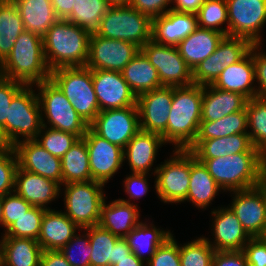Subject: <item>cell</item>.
<instances>
[{
  "mask_svg": "<svg viewBox=\"0 0 266 266\" xmlns=\"http://www.w3.org/2000/svg\"><path fill=\"white\" fill-rule=\"evenodd\" d=\"M203 86L173 87L166 131L161 135L174 149L188 150L196 140L201 123Z\"/></svg>",
  "mask_w": 266,
  "mask_h": 266,
  "instance_id": "6da1fadb",
  "label": "cell"
},
{
  "mask_svg": "<svg viewBox=\"0 0 266 266\" xmlns=\"http://www.w3.org/2000/svg\"><path fill=\"white\" fill-rule=\"evenodd\" d=\"M90 36L68 20L58 19L43 36L44 57L50 71L86 66Z\"/></svg>",
  "mask_w": 266,
  "mask_h": 266,
  "instance_id": "7a4b0ae2",
  "label": "cell"
},
{
  "mask_svg": "<svg viewBox=\"0 0 266 266\" xmlns=\"http://www.w3.org/2000/svg\"><path fill=\"white\" fill-rule=\"evenodd\" d=\"M50 74L44 57L43 38L24 30L11 53L0 64V76L25 85H35L49 80Z\"/></svg>",
  "mask_w": 266,
  "mask_h": 266,
  "instance_id": "3957f363",
  "label": "cell"
},
{
  "mask_svg": "<svg viewBox=\"0 0 266 266\" xmlns=\"http://www.w3.org/2000/svg\"><path fill=\"white\" fill-rule=\"evenodd\" d=\"M262 153H237L213 159H198L224 192L255 187Z\"/></svg>",
  "mask_w": 266,
  "mask_h": 266,
  "instance_id": "277c9868",
  "label": "cell"
},
{
  "mask_svg": "<svg viewBox=\"0 0 266 266\" xmlns=\"http://www.w3.org/2000/svg\"><path fill=\"white\" fill-rule=\"evenodd\" d=\"M34 87L40 104L42 126L83 138L89 124L79 116L58 86L49 79Z\"/></svg>",
  "mask_w": 266,
  "mask_h": 266,
  "instance_id": "5b68a950",
  "label": "cell"
},
{
  "mask_svg": "<svg viewBox=\"0 0 266 266\" xmlns=\"http://www.w3.org/2000/svg\"><path fill=\"white\" fill-rule=\"evenodd\" d=\"M33 88V89H32ZM42 128L41 109L34 85H25L11 101L6 123L1 127L8 144L37 137Z\"/></svg>",
  "mask_w": 266,
  "mask_h": 266,
  "instance_id": "8992f818",
  "label": "cell"
},
{
  "mask_svg": "<svg viewBox=\"0 0 266 266\" xmlns=\"http://www.w3.org/2000/svg\"><path fill=\"white\" fill-rule=\"evenodd\" d=\"M50 79L63 92L79 116L90 124L100 112L91 69L86 66L58 68L51 71Z\"/></svg>",
  "mask_w": 266,
  "mask_h": 266,
  "instance_id": "52a82bcc",
  "label": "cell"
},
{
  "mask_svg": "<svg viewBox=\"0 0 266 266\" xmlns=\"http://www.w3.org/2000/svg\"><path fill=\"white\" fill-rule=\"evenodd\" d=\"M63 186V188H62ZM64 213L81 229L96 226L100 220L101 206L107 198L103 183L97 181L63 184ZM63 194V195H62Z\"/></svg>",
  "mask_w": 266,
  "mask_h": 266,
  "instance_id": "ba28073f",
  "label": "cell"
},
{
  "mask_svg": "<svg viewBox=\"0 0 266 266\" xmlns=\"http://www.w3.org/2000/svg\"><path fill=\"white\" fill-rule=\"evenodd\" d=\"M98 35L127 41L141 48L152 40V19L131 5L110 6L101 20Z\"/></svg>",
  "mask_w": 266,
  "mask_h": 266,
  "instance_id": "9c48e42d",
  "label": "cell"
},
{
  "mask_svg": "<svg viewBox=\"0 0 266 266\" xmlns=\"http://www.w3.org/2000/svg\"><path fill=\"white\" fill-rule=\"evenodd\" d=\"M169 159L159 164L155 173V193L161 202L181 204L186 200L191 171V151L172 150Z\"/></svg>",
  "mask_w": 266,
  "mask_h": 266,
  "instance_id": "30bf717a",
  "label": "cell"
},
{
  "mask_svg": "<svg viewBox=\"0 0 266 266\" xmlns=\"http://www.w3.org/2000/svg\"><path fill=\"white\" fill-rule=\"evenodd\" d=\"M226 3L228 36L242 37L252 44L265 42L266 0H226Z\"/></svg>",
  "mask_w": 266,
  "mask_h": 266,
  "instance_id": "8fae6325",
  "label": "cell"
},
{
  "mask_svg": "<svg viewBox=\"0 0 266 266\" xmlns=\"http://www.w3.org/2000/svg\"><path fill=\"white\" fill-rule=\"evenodd\" d=\"M141 51L156 68L162 86H189L193 84V71L179 53L177 46L161 45L153 40Z\"/></svg>",
  "mask_w": 266,
  "mask_h": 266,
  "instance_id": "7c38bea8",
  "label": "cell"
},
{
  "mask_svg": "<svg viewBox=\"0 0 266 266\" xmlns=\"http://www.w3.org/2000/svg\"><path fill=\"white\" fill-rule=\"evenodd\" d=\"M251 46L248 39L224 36L216 50L193 70V84L212 85L224 68L240 61Z\"/></svg>",
  "mask_w": 266,
  "mask_h": 266,
  "instance_id": "4fadbf2b",
  "label": "cell"
},
{
  "mask_svg": "<svg viewBox=\"0 0 266 266\" xmlns=\"http://www.w3.org/2000/svg\"><path fill=\"white\" fill-rule=\"evenodd\" d=\"M89 127L108 142L124 149L140 131L137 105L100 111Z\"/></svg>",
  "mask_w": 266,
  "mask_h": 266,
  "instance_id": "5bb4252c",
  "label": "cell"
},
{
  "mask_svg": "<svg viewBox=\"0 0 266 266\" xmlns=\"http://www.w3.org/2000/svg\"><path fill=\"white\" fill-rule=\"evenodd\" d=\"M141 48L133 43L90 36L86 67L91 70H110L122 72L124 67L140 52Z\"/></svg>",
  "mask_w": 266,
  "mask_h": 266,
  "instance_id": "9a60e30c",
  "label": "cell"
},
{
  "mask_svg": "<svg viewBox=\"0 0 266 266\" xmlns=\"http://www.w3.org/2000/svg\"><path fill=\"white\" fill-rule=\"evenodd\" d=\"M89 153L93 181L106 185L124 166L123 148L97 135L90 127L83 136Z\"/></svg>",
  "mask_w": 266,
  "mask_h": 266,
  "instance_id": "2e32d148",
  "label": "cell"
},
{
  "mask_svg": "<svg viewBox=\"0 0 266 266\" xmlns=\"http://www.w3.org/2000/svg\"><path fill=\"white\" fill-rule=\"evenodd\" d=\"M218 207V208H217ZM211 210L210 227L213 238L203 236L215 251L242 250L251 237L243 229L242 224L232 210L225 205Z\"/></svg>",
  "mask_w": 266,
  "mask_h": 266,
  "instance_id": "e0dca14e",
  "label": "cell"
},
{
  "mask_svg": "<svg viewBox=\"0 0 266 266\" xmlns=\"http://www.w3.org/2000/svg\"><path fill=\"white\" fill-rule=\"evenodd\" d=\"M173 86H162L137 96L140 130L162 135L169 119Z\"/></svg>",
  "mask_w": 266,
  "mask_h": 266,
  "instance_id": "ac0fdd59",
  "label": "cell"
},
{
  "mask_svg": "<svg viewBox=\"0 0 266 266\" xmlns=\"http://www.w3.org/2000/svg\"><path fill=\"white\" fill-rule=\"evenodd\" d=\"M231 203L227 206L237 216L243 229L251 238L266 237V202L255 187L229 192Z\"/></svg>",
  "mask_w": 266,
  "mask_h": 266,
  "instance_id": "d6986e66",
  "label": "cell"
},
{
  "mask_svg": "<svg viewBox=\"0 0 266 266\" xmlns=\"http://www.w3.org/2000/svg\"><path fill=\"white\" fill-rule=\"evenodd\" d=\"M91 73L100 111L136 105L137 97L121 72L91 70Z\"/></svg>",
  "mask_w": 266,
  "mask_h": 266,
  "instance_id": "ffe728a7",
  "label": "cell"
},
{
  "mask_svg": "<svg viewBox=\"0 0 266 266\" xmlns=\"http://www.w3.org/2000/svg\"><path fill=\"white\" fill-rule=\"evenodd\" d=\"M163 145L167 144L161 135L140 130L123 149L124 163L127 162L131 173H151L155 177L159 165H153Z\"/></svg>",
  "mask_w": 266,
  "mask_h": 266,
  "instance_id": "44dd1931",
  "label": "cell"
},
{
  "mask_svg": "<svg viewBox=\"0 0 266 266\" xmlns=\"http://www.w3.org/2000/svg\"><path fill=\"white\" fill-rule=\"evenodd\" d=\"M13 148L21 169L52 179L62 186L61 158L50 154L35 139L17 142Z\"/></svg>",
  "mask_w": 266,
  "mask_h": 266,
  "instance_id": "7402d4cb",
  "label": "cell"
},
{
  "mask_svg": "<svg viewBox=\"0 0 266 266\" xmlns=\"http://www.w3.org/2000/svg\"><path fill=\"white\" fill-rule=\"evenodd\" d=\"M61 185L56 181L28 172L19 166L15 175L14 191L32 206L51 209V202L60 198Z\"/></svg>",
  "mask_w": 266,
  "mask_h": 266,
  "instance_id": "603a6c76",
  "label": "cell"
},
{
  "mask_svg": "<svg viewBox=\"0 0 266 266\" xmlns=\"http://www.w3.org/2000/svg\"><path fill=\"white\" fill-rule=\"evenodd\" d=\"M198 27L197 15L170 9L152 19V40L161 45L177 46Z\"/></svg>",
  "mask_w": 266,
  "mask_h": 266,
  "instance_id": "cb8c5ba5",
  "label": "cell"
},
{
  "mask_svg": "<svg viewBox=\"0 0 266 266\" xmlns=\"http://www.w3.org/2000/svg\"><path fill=\"white\" fill-rule=\"evenodd\" d=\"M81 228L61 210H45L38 243L43 251L60 250Z\"/></svg>",
  "mask_w": 266,
  "mask_h": 266,
  "instance_id": "d4e9b609",
  "label": "cell"
},
{
  "mask_svg": "<svg viewBox=\"0 0 266 266\" xmlns=\"http://www.w3.org/2000/svg\"><path fill=\"white\" fill-rule=\"evenodd\" d=\"M255 67L251 50L238 62L224 68L213 87L242 94L247 100L256 97Z\"/></svg>",
  "mask_w": 266,
  "mask_h": 266,
  "instance_id": "484cf974",
  "label": "cell"
},
{
  "mask_svg": "<svg viewBox=\"0 0 266 266\" xmlns=\"http://www.w3.org/2000/svg\"><path fill=\"white\" fill-rule=\"evenodd\" d=\"M109 202L105 198L98 225L119 238H125L142 221L140 207L119 199Z\"/></svg>",
  "mask_w": 266,
  "mask_h": 266,
  "instance_id": "4316f807",
  "label": "cell"
},
{
  "mask_svg": "<svg viewBox=\"0 0 266 266\" xmlns=\"http://www.w3.org/2000/svg\"><path fill=\"white\" fill-rule=\"evenodd\" d=\"M188 150L197 159H213L237 153H261L253 146L248 134H233L222 138L195 140Z\"/></svg>",
  "mask_w": 266,
  "mask_h": 266,
  "instance_id": "83f0119b",
  "label": "cell"
},
{
  "mask_svg": "<svg viewBox=\"0 0 266 266\" xmlns=\"http://www.w3.org/2000/svg\"><path fill=\"white\" fill-rule=\"evenodd\" d=\"M248 100L239 93L203 86L201 121H216L243 110Z\"/></svg>",
  "mask_w": 266,
  "mask_h": 266,
  "instance_id": "f1b7e54d",
  "label": "cell"
},
{
  "mask_svg": "<svg viewBox=\"0 0 266 266\" xmlns=\"http://www.w3.org/2000/svg\"><path fill=\"white\" fill-rule=\"evenodd\" d=\"M225 35L219 31L197 27L178 45L180 55L192 71L215 50Z\"/></svg>",
  "mask_w": 266,
  "mask_h": 266,
  "instance_id": "f546056e",
  "label": "cell"
},
{
  "mask_svg": "<svg viewBox=\"0 0 266 266\" xmlns=\"http://www.w3.org/2000/svg\"><path fill=\"white\" fill-rule=\"evenodd\" d=\"M223 190L218 186L214 178L209 174L206 166L200 162L191 152V171L189 191L185 202L192 203L198 210L210 208L220 192Z\"/></svg>",
  "mask_w": 266,
  "mask_h": 266,
  "instance_id": "4dcf8cb0",
  "label": "cell"
},
{
  "mask_svg": "<svg viewBox=\"0 0 266 266\" xmlns=\"http://www.w3.org/2000/svg\"><path fill=\"white\" fill-rule=\"evenodd\" d=\"M146 220V218L142 220L125 237L132 253L145 263L151 259L157 248L171 237L173 233L170 229L164 230V228L154 225V221Z\"/></svg>",
  "mask_w": 266,
  "mask_h": 266,
  "instance_id": "1f68e13d",
  "label": "cell"
},
{
  "mask_svg": "<svg viewBox=\"0 0 266 266\" xmlns=\"http://www.w3.org/2000/svg\"><path fill=\"white\" fill-rule=\"evenodd\" d=\"M17 5L26 31L43 38L58 20L51 0H13Z\"/></svg>",
  "mask_w": 266,
  "mask_h": 266,
  "instance_id": "d6a6232c",
  "label": "cell"
},
{
  "mask_svg": "<svg viewBox=\"0 0 266 266\" xmlns=\"http://www.w3.org/2000/svg\"><path fill=\"white\" fill-rule=\"evenodd\" d=\"M121 73L136 97L162 87L156 68L141 50Z\"/></svg>",
  "mask_w": 266,
  "mask_h": 266,
  "instance_id": "836d02e7",
  "label": "cell"
},
{
  "mask_svg": "<svg viewBox=\"0 0 266 266\" xmlns=\"http://www.w3.org/2000/svg\"><path fill=\"white\" fill-rule=\"evenodd\" d=\"M4 266H40L42 247L31 238L3 237Z\"/></svg>",
  "mask_w": 266,
  "mask_h": 266,
  "instance_id": "e575fe53",
  "label": "cell"
},
{
  "mask_svg": "<svg viewBox=\"0 0 266 266\" xmlns=\"http://www.w3.org/2000/svg\"><path fill=\"white\" fill-rule=\"evenodd\" d=\"M61 171L62 185L92 181L89 153L83 138H79L61 158Z\"/></svg>",
  "mask_w": 266,
  "mask_h": 266,
  "instance_id": "d590c367",
  "label": "cell"
},
{
  "mask_svg": "<svg viewBox=\"0 0 266 266\" xmlns=\"http://www.w3.org/2000/svg\"><path fill=\"white\" fill-rule=\"evenodd\" d=\"M25 30L13 0H0V64L11 53L14 43Z\"/></svg>",
  "mask_w": 266,
  "mask_h": 266,
  "instance_id": "8d00e7d4",
  "label": "cell"
},
{
  "mask_svg": "<svg viewBox=\"0 0 266 266\" xmlns=\"http://www.w3.org/2000/svg\"><path fill=\"white\" fill-rule=\"evenodd\" d=\"M110 6L107 0H75L66 20L84 29L89 36L98 35L101 20Z\"/></svg>",
  "mask_w": 266,
  "mask_h": 266,
  "instance_id": "74e56055",
  "label": "cell"
},
{
  "mask_svg": "<svg viewBox=\"0 0 266 266\" xmlns=\"http://www.w3.org/2000/svg\"><path fill=\"white\" fill-rule=\"evenodd\" d=\"M246 107L216 121H201L196 140L222 138L233 134H248Z\"/></svg>",
  "mask_w": 266,
  "mask_h": 266,
  "instance_id": "f35d334b",
  "label": "cell"
},
{
  "mask_svg": "<svg viewBox=\"0 0 266 266\" xmlns=\"http://www.w3.org/2000/svg\"><path fill=\"white\" fill-rule=\"evenodd\" d=\"M248 129L251 143L266 156V100L252 98L246 102Z\"/></svg>",
  "mask_w": 266,
  "mask_h": 266,
  "instance_id": "ab89813d",
  "label": "cell"
},
{
  "mask_svg": "<svg viewBox=\"0 0 266 266\" xmlns=\"http://www.w3.org/2000/svg\"><path fill=\"white\" fill-rule=\"evenodd\" d=\"M89 239L90 266H113V246L119 237L96 225L89 226Z\"/></svg>",
  "mask_w": 266,
  "mask_h": 266,
  "instance_id": "60d3db41",
  "label": "cell"
},
{
  "mask_svg": "<svg viewBox=\"0 0 266 266\" xmlns=\"http://www.w3.org/2000/svg\"><path fill=\"white\" fill-rule=\"evenodd\" d=\"M196 15L198 27L216 30L228 36L226 0H205ZM224 24L225 26L223 27Z\"/></svg>",
  "mask_w": 266,
  "mask_h": 266,
  "instance_id": "b9f144b4",
  "label": "cell"
},
{
  "mask_svg": "<svg viewBox=\"0 0 266 266\" xmlns=\"http://www.w3.org/2000/svg\"><path fill=\"white\" fill-rule=\"evenodd\" d=\"M181 266H212L215 249L201 235L179 244Z\"/></svg>",
  "mask_w": 266,
  "mask_h": 266,
  "instance_id": "7bdbcfd3",
  "label": "cell"
},
{
  "mask_svg": "<svg viewBox=\"0 0 266 266\" xmlns=\"http://www.w3.org/2000/svg\"><path fill=\"white\" fill-rule=\"evenodd\" d=\"M35 140L50 154L62 158L64 154L79 140V137L70 132H64L42 126Z\"/></svg>",
  "mask_w": 266,
  "mask_h": 266,
  "instance_id": "ee69618b",
  "label": "cell"
},
{
  "mask_svg": "<svg viewBox=\"0 0 266 266\" xmlns=\"http://www.w3.org/2000/svg\"><path fill=\"white\" fill-rule=\"evenodd\" d=\"M46 209L32 206L25 215H22L10 225L3 237L38 239L42 218Z\"/></svg>",
  "mask_w": 266,
  "mask_h": 266,
  "instance_id": "f6af8a7d",
  "label": "cell"
},
{
  "mask_svg": "<svg viewBox=\"0 0 266 266\" xmlns=\"http://www.w3.org/2000/svg\"><path fill=\"white\" fill-rule=\"evenodd\" d=\"M59 251L71 266H90L92 248L89 239V227L80 230Z\"/></svg>",
  "mask_w": 266,
  "mask_h": 266,
  "instance_id": "bcb514c9",
  "label": "cell"
},
{
  "mask_svg": "<svg viewBox=\"0 0 266 266\" xmlns=\"http://www.w3.org/2000/svg\"><path fill=\"white\" fill-rule=\"evenodd\" d=\"M18 159L13 147L0 150V196L14 191Z\"/></svg>",
  "mask_w": 266,
  "mask_h": 266,
  "instance_id": "7dc6e473",
  "label": "cell"
},
{
  "mask_svg": "<svg viewBox=\"0 0 266 266\" xmlns=\"http://www.w3.org/2000/svg\"><path fill=\"white\" fill-rule=\"evenodd\" d=\"M3 202V224L4 233H1V239L5 234V230L18 220L22 215H25L32 207L30 203L20 197L15 191L2 196Z\"/></svg>",
  "mask_w": 266,
  "mask_h": 266,
  "instance_id": "c3c4849f",
  "label": "cell"
},
{
  "mask_svg": "<svg viewBox=\"0 0 266 266\" xmlns=\"http://www.w3.org/2000/svg\"><path fill=\"white\" fill-rule=\"evenodd\" d=\"M146 266H181L179 243L173 233L157 248Z\"/></svg>",
  "mask_w": 266,
  "mask_h": 266,
  "instance_id": "681fc988",
  "label": "cell"
},
{
  "mask_svg": "<svg viewBox=\"0 0 266 266\" xmlns=\"http://www.w3.org/2000/svg\"><path fill=\"white\" fill-rule=\"evenodd\" d=\"M151 174H143V173H131L126 175L125 179L123 180V189L126 195H128V199L118 198L119 200L132 203L137 205V201L140 200L143 196H146L149 189L150 183L148 180ZM134 199V200H133ZM133 202H130L132 201ZM136 203H134V201Z\"/></svg>",
  "mask_w": 266,
  "mask_h": 266,
  "instance_id": "f907efd6",
  "label": "cell"
},
{
  "mask_svg": "<svg viewBox=\"0 0 266 266\" xmlns=\"http://www.w3.org/2000/svg\"><path fill=\"white\" fill-rule=\"evenodd\" d=\"M263 44H252L250 50L255 67L256 97L266 100V52Z\"/></svg>",
  "mask_w": 266,
  "mask_h": 266,
  "instance_id": "816d5d0a",
  "label": "cell"
},
{
  "mask_svg": "<svg viewBox=\"0 0 266 266\" xmlns=\"http://www.w3.org/2000/svg\"><path fill=\"white\" fill-rule=\"evenodd\" d=\"M25 86V84L0 76V127L7 120V112L13 97Z\"/></svg>",
  "mask_w": 266,
  "mask_h": 266,
  "instance_id": "f5cc1de1",
  "label": "cell"
},
{
  "mask_svg": "<svg viewBox=\"0 0 266 266\" xmlns=\"http://www.w3.org/2000/svg\"><path fill=\"white\" fill-rule=\"evenodd\" d=\"M242 251L249 266H266V237L251 238Z\"/></svg>",
  "mask_w": 266,
  "mask_h": 266,
  "instance_id": "db71d44e",
  "label": "cell"
},
{
  "mask_svg": "<svg viewBox=\"0 0 266 266\" xmlns=\"http://www.w3.org/2000/svg\"><path fill=\"white\" fill-rule=\"evenodd\" d=\"M130 5L144 15L154 19L171 9V0H132Z\"/></svg>",
  "mask_w": 266,
  "mask_h": 266,
  "instance_id": "11a10c76",
  "label": "cell"
},
{
  "mask_svg": "<svg viewBox=\"0 0 266 266\" xmlns=\"http://www.w3.org/2000/svg\"><path fill=\"white\" fill-rule=\"evenodd\" d=\"M212 266H249L242 250L215 251Z\"/></svg>",
  "mask_w": 266,
  "mask_h": 266,
  "instance_id": "9f6ffc18",
  "label": "cell"
},
{
  "mask_svg": "<svg viewBox=\"0 0 266 266\" xmlns=\"http://www.w3.org/2000/svg\"><path fill=\"white\" fill-rule=\"evenodd\" d=\"M40 266H71L59 250L42 251Z\"/></svg>",
  "mask_w": 266,
  "mask_h": 266,
  "instance_id": "6f0895ef",
  "label": "cell"
},
{
  "mask_svg": "<svg viewBox=\"0 0 266 266\" xmlns=\"http://www.w3.org/2000/svg\"><path fill=\"white\" fill-rule=\"evenodd\" d=\"M205 0H171V9L178 12L197 14Z\"/></svg>",
  "mask_w": 266,
  "mask_h": 266,
  "instance_id": "680465c9",
  "label": "cell"
},
{
  "mask_svg": "<svg viewBox=\"0 0 266 266\" xmlns=\"http://www.w3.org/2000/svg\"><path fill=\"white\" fill-rule=\"evenodd\" d=\"M75 0H51L58 19L66 20L72 13Z\"/></svg>",
  "mask_w": 266,
  "mask_h": 266,
  "instance_id": "91938a15",
  "label": "cell"
},
{
  "mask_svg": "<svg viewBox=\"0 0 266 266\" xmlns=\"http://www.w3.org/2000/svg\"><path fill=\"white\" fill-rule=\"evenodd\" d=\"M132 253L125 238H119L113 246V266Z\"/></svg>",
  "mask_w": 266,
  "mask_h": 266,
  "instance_id": "94428289",
  "label": "cell"
},
{
  "mask_svg": "<svg viewBox=\"0 0 266 266\" xmlns=\"http://www.w3.org/2000/svg\"><path fill=\"white\" fill-rule=\"evenodd\" d=\"M255 189L262 195L266 202V158L263 159L257 174Z\"/></svg>",
  "mask_w": 266,
  "mask_h": 266,
  "instance_id": "6125c7cd",
  "label": "cell"
},
{
  "mask_svg": "<svg viewBox=\"0 0 266 266\" xmlns=\"http://www.w3.org/2000/svg\"><path fill=\"white\" fill-rule=\"evenodd\" d=\"M114 266H146V263L140 260L134 253L118 261Z\"/></svg>",
  "mask_w": 266,
  "mask_h": 266,
  "instance_id": "be15d7a7",
  "label": "cell"
},
{
  "mask_svg": "<svg viewBox=\"0 0 266 266\" xmlns=\"http://www.w3.org/2000/svg\"><path fill=\"white\" fill-rule=\"evenodd\" d=\"M11 147L6 138L4 137L3 133H2V130H1V127H0V150H3V149H7Z\"/></svg>",
  "mask_w": 266,
  "mask_h": 266,
  "instance_id": "e7e4bbea",
  "label": "cell"
},
{
  "mask_svg": "<svg viewBox=\"0 0 266 266\" xmlns=\"http://www.w3.org/2000/svg\"><path fill=\"white\" fill-rule=\"evenodd\" d=\"M111 6L130 5L132 0H107Z\"/></svg>",
  "mask_w": 266,
  "mask_h": 266,
  "instance_id": "03108f58",
  "label": "cell"
},
{
  "mask_svg": "<svg viewBox=\"0 0 266 266\" xmlns=\"http://www.w3.org/2000/svg\"><path fill=\"white\" fill-rule=\"evenodd\" d=\"M0 227L4 229L3 224V202H2V196H0Z\"/></svg>",
  "mask_w": 266,
  "mask_h": 266,
  "instance_id": "003e7915",
  "label": "cell"
},
{
  "mask_svg": "<svg viewBox=\"0 0 266 266\" xmlns=\"http://www.w3.org/2000/svg\"><path fill=\"white\" fill-rule=\"evenodd\" d=\"M0 239V266H4V252H3V247Z\"/></svg>",
  "mask_w": 266,
  "mask_h": 266,
  "instance_id": "a7ac6f4b",
  "label": "cell"
}]
</instances>
